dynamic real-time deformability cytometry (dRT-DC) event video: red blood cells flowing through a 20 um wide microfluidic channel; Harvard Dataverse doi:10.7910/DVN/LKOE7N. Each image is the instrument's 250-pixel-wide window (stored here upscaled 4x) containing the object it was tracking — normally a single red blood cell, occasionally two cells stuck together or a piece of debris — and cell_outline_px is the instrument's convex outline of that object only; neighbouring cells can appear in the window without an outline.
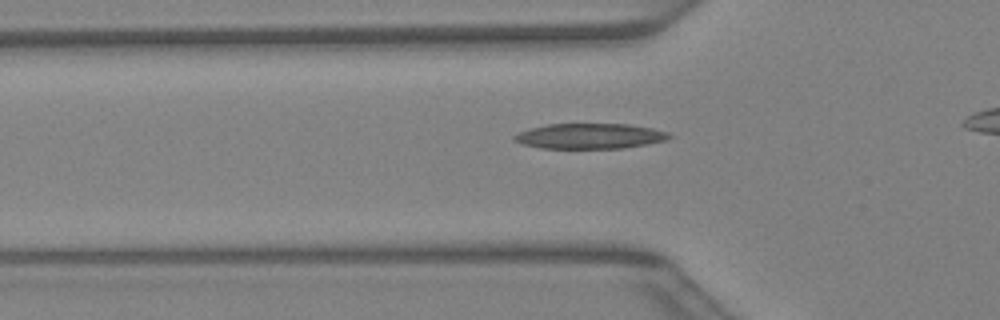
{"species": "Egyptian fruit bat (a non-hibernating species)", "species_latin": "Rousettus aegyptiacus", "temperature_condition": "warm", "stored_images_in_passage": 29, "camera_frame_rate_fps": 3000, "um_per_image_px": 0.085, "animal": {"sex": "female"}, "frame": {"image": 1, "passage_image": 9, "time_ms": 2.667, "image_size_px": [1000, 320], "cell_outline_px": [[672, 136], [668, 140], [624, 148], [540, 148], [524, 144], [512, 140], [512, 136], [528, 128], [548, 124], [632, 124], [652, 128], [668, 132]], "centroid_in_image_um": [50.14, 11.56], "position_along_channel_um": 75.7, "area_um2": 22.95}}
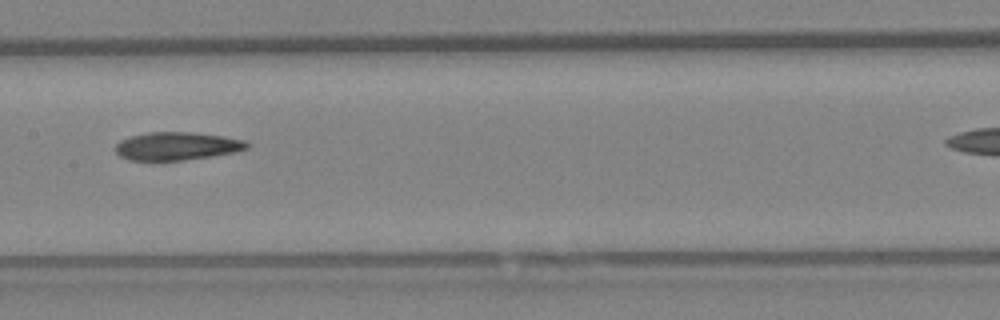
{"frame": {"image": 2, "passage_image": 16, "time_ms": 5.0, "image_size_px": [1000, 320], "cell_outline_px": [[252, 144], [248, 148], [236, 152], [212, 156], [180, 160], [128, 160], [120, 156], [116, 152], [116, 144], [120, 140], [132, 136], [148, 132], [188, 132], [224, 136], [244, 140]], "centroid_in_image_um": [15.06, 12.42], "position_along_channel_um": 192.3, "area_um2": 21.44}}
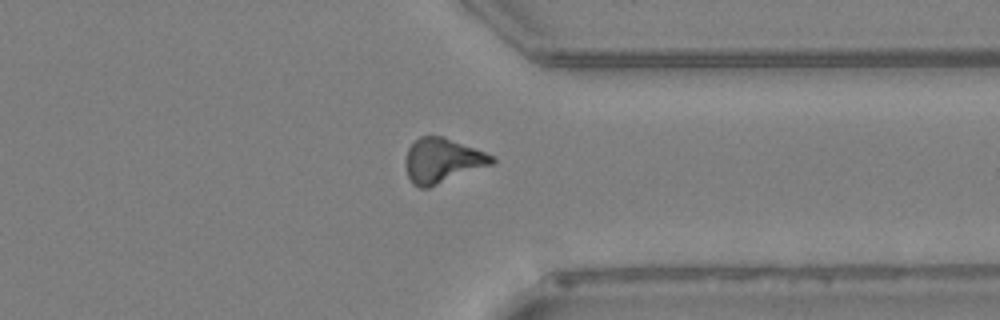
{"frame": {"image": 3, "passage_image": 27, "time_ms": 8.667, "image_size_px": [1000, 320], "cell_outline_px": [[496, 164], [428, 188], [420, 188], [412, 184], [408, 176], [408, 148], [420, 136], [444, 136], [496, 156]], "centroid_in_image_um": [37.7, 13.66], "position_along_channel_um": 373.7, "area_um2": 22.54}}